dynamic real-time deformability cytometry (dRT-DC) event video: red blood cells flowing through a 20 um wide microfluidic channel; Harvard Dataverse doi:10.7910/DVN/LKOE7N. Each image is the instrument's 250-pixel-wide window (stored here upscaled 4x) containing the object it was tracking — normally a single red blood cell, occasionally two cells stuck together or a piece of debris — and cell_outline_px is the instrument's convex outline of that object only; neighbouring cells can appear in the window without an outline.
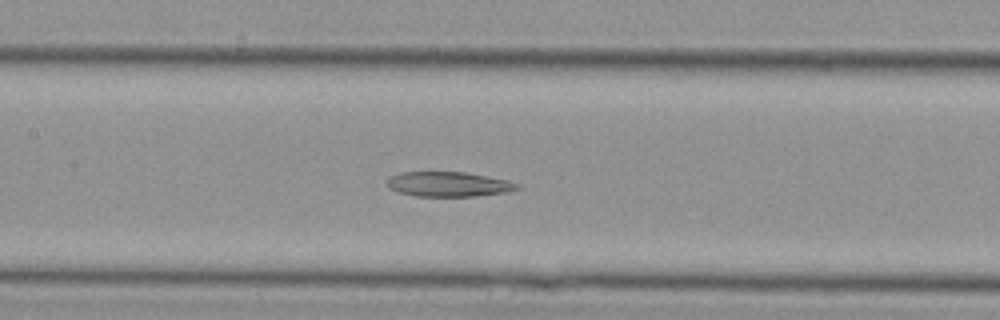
{"species": "Egyptian fruit bat (a non-hibernating species)", "species_latin": "Rousettus aegyptiacus", "temperature_condition": "cold", "stored_images_in_passage": 34, "camera_frame_rate_fps": 3000, "um_per_image_px": 0.085, "animal": {"sex": "female"}, "frame": {"image": 1, "passage_image": 14, "time_ms": 4.333, "image_size_px": [1000, 320], "cell_outline_px": [[520, 188], [508, 192], [476, 196], [416, 196], [396, 192], [388, 188], [384, 184], [388, 176], [400, 172], [464, 172], [508, 180], [520, 184]], "centroid_in_image_um": [38.06, 15.66], "position_along_channel_um": 169.3, "area_um2": 19.13}}
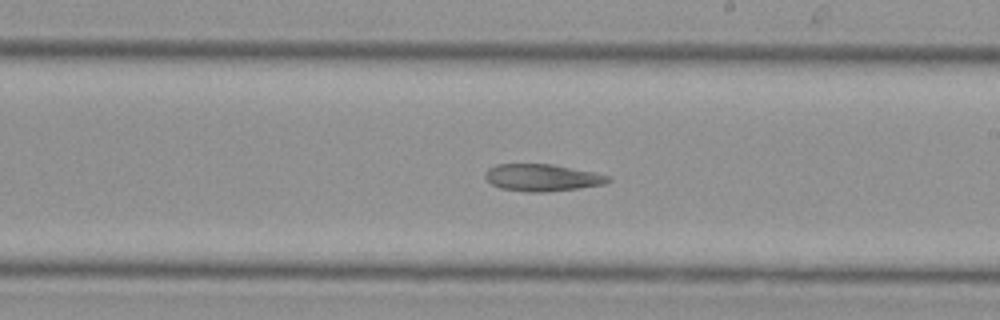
{"frame": {"image": 2, "passage_image": 18, "time_ms": 5.667, "image_size_px": [1000, 320], "cell_outline_px": [[612, 180], [604, 184], [580, 188], [544, 192], [532, 192], [500, 188], [492, 184], [484, 176], [484, 172], [488, 168], [496, 164], [552, 164], [596, 172], [612, 176]], "centroid_in_image_um": [46.12, 15.09], "position_along_channel_um": 242.9, "area_um2": 19.54}}
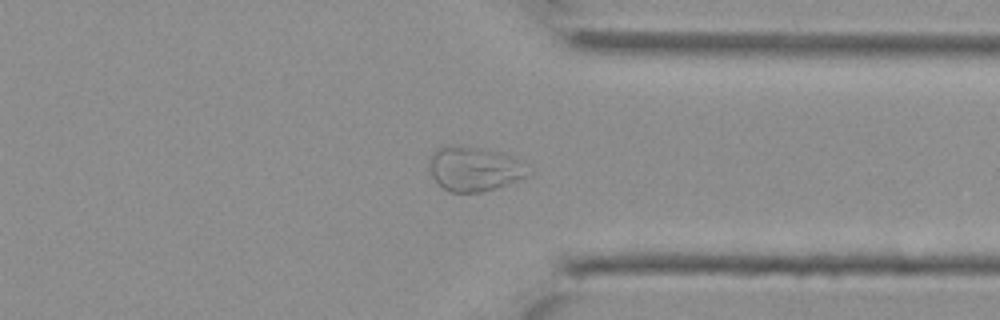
{"frame": {"image": 3, "passage_image": 25, "time_ms": 8.0, "image_size_px": [1000, 320], "cell_outline_px": [[536, 172], [528, 176], [508, 184], [496, 188], [480, 192], [448, 192], [432, 176], [432, 152], [436, 148], [472, 148], [500, 152], [512, 156], [520, 160]], "centroid_in_image_um": [40.45, 14.4], "position_along_channel_um": 370.9, "area_um2": 24.97}}